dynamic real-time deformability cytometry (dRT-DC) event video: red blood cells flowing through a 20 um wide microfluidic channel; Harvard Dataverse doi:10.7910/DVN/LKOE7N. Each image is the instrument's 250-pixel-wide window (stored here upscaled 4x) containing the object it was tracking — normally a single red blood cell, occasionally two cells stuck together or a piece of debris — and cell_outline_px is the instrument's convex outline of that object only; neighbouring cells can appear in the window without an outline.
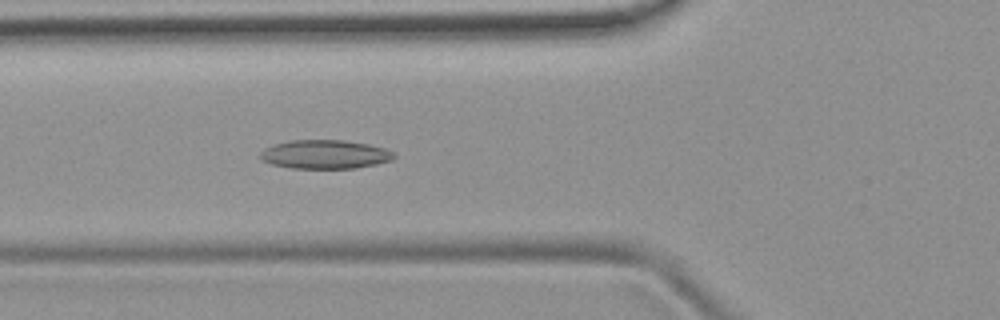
{"species": "common noctule bat (a hibernating species)", "species_latin": "Nyctalus noctula", "temperature_condition": "room temperature", "stored_images_in_passage": 51, "camera_frame_rate_fps": 3000, "um_per_image_px": 0.085, "animal": {"sex": "female", "body_mass_g": 19.9}, "frame": {"image": 1, "passage_image": 19, "time_ms": 6.0, "image_size_px": [1000, 320], "cell_outline_px": [[396, 156], [392, 160], [376, 164], [356, 168], [292, 168], [272, 164], [260, 160], [260, 152], [264, 148], [288, 140], [344, 140], [368, 144], [384, 148], [392, 152]], "centroid_in_image_um": [27.61, 13.12], "position_along_channel_um": 98.2, "area_um2": 22.43}}
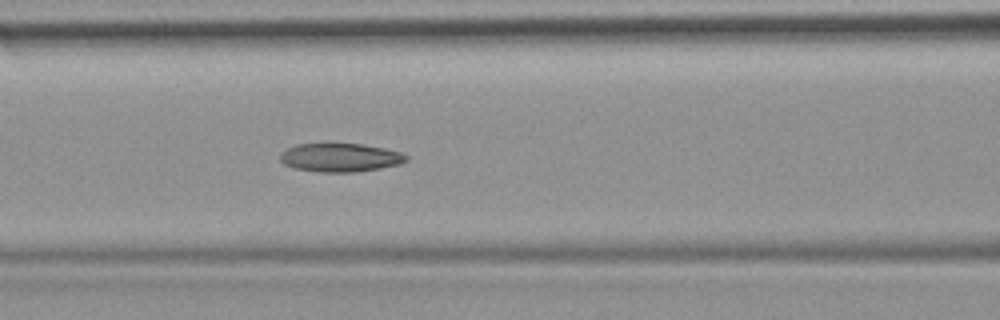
{"frame": {"image": 2, "passage_image": 22, "time_ms": 7.0, "image_size_px": [1000, 320], "cell_outline_px": [[408, 160], [400, 164], [380, 168], [356, 172], [320, 172], [296, 168], [284, 164], [280, 160], [280, 152], [296, 144], [364, 144], [384, 148], [400, 152], [408, 156]], "centroid_in_image_um": [28.93, 13.39], "position_along_channel_um": 137.7, "area_um2": 20.92}}
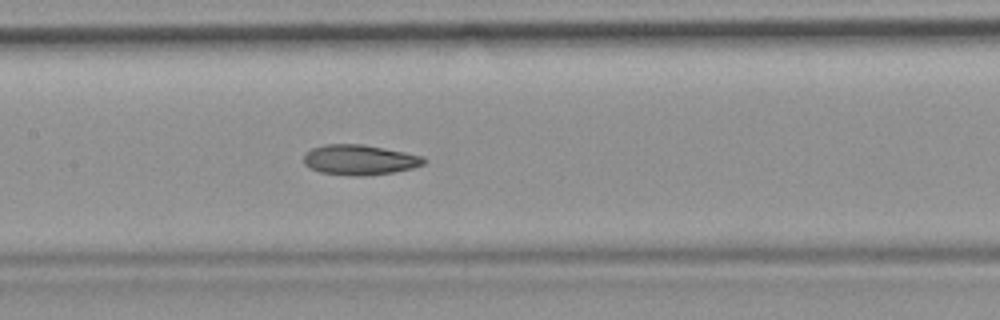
{"frame": {"image": 3, "passage_image": 25, "time_ms": 8.0, "image_size_px": [1000, 320], "cell_outline_px": [[428, 160], [424, 164], [412, 168], [392, 172], [368, 176], [348, 176], [320, 172], [308, 168], [304, 164], [304, 156], [312, 148], [324, 144], [364, 144], [424, 156]], "centroid_in_image_um": [30.57, 13.59], "position_along_channel_um": 176.8, "area_um2": 21.33}, "authors_computed_cell_mechanics": {"area_um2": 21.7906, "velocity_mm_per_s": 3.9201, "shape_relaxation_time_tau1_ms": null, "shape_relaxation_time_tau2_ms": 2.95, "deformation_change_tau1": null, "deformation_change_tau2": 0.1021}}